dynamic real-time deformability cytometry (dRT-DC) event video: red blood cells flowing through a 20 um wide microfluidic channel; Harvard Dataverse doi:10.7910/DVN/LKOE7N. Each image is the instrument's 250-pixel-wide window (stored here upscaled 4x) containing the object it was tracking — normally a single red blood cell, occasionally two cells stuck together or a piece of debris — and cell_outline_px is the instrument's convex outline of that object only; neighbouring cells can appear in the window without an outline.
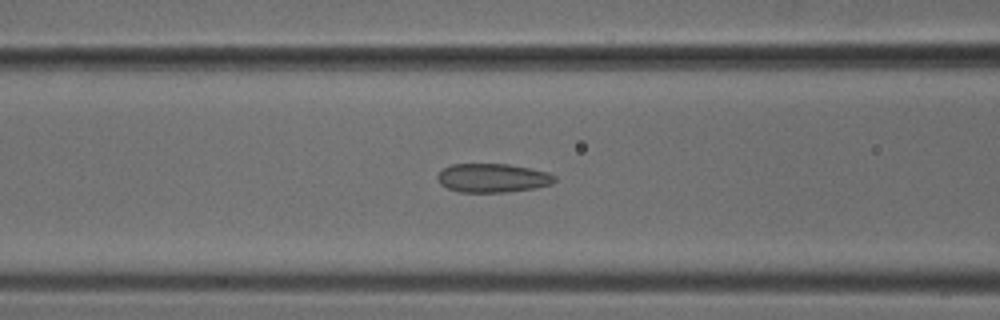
{"species": "common noctule bat (a hibernating species)", "species_latin": "Nyctalus noctula", "temperature_condition": "cold", "stored_images_in_passage": 44, "camera_frame_rate_fps": 3000, "um_per_image_px": 0.085, "animal": {"sex": "male", "body_mass_g": 18.8}, "frame": {"image": 1, "passage_image": 14, "time_ms": 4.333, "image_size_px": [1000, 320], "cell_outline_px": [[556, 180], [552, 184], [536, 188], [508, 192], [460, 192], [448, 188], [440, 184], [436, 176], [444, 168], [452, 164], [508, 164], [548, 172], [556, 176]], "centroid_in_image_um": [41.89, 15.13], "position_along_channel_um": 124.7, "area_um2": 19.71}}
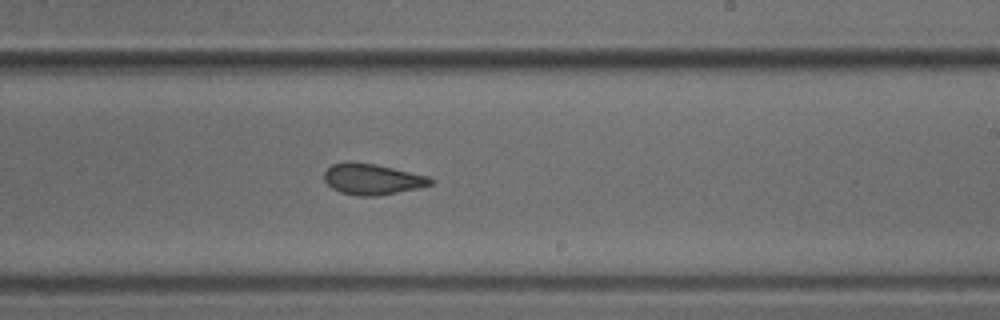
{"frame": {"image": 2, "passage_image": 24, "time_ms": 7.667, "image_size_px": [1000, 320], "cell_outline_px": [[432, 184], [420, 188], [376, 196], [356, 196], [340, 192], [332, 188], [324, 180], [324, 172], [332, 164], [344, 160], [352, 160], [376, 164], [428, 176], [432, 180]], "centroid_in_image_um": [31.6, 15.21], "position_along_channel_um": 257.4, "area_um2": 19.42}}
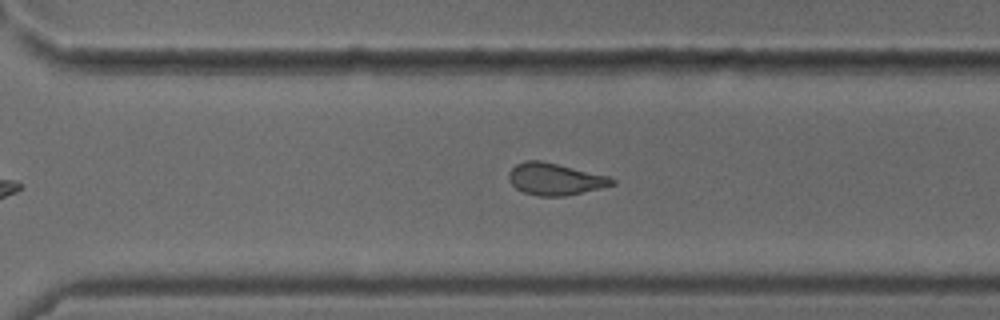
{"frame": {"image": 3, "passage_image": 29, "time_ms": 9.333, "image_size_px": [1000, 320], "cell_outline_px": [[616, 184], [600, 188], [564, 196], [540, 196], [524, 192], [516, 188], [508, 180], [508, 172], [516, 164], [524, 160], [540, 160], [608, 176], [616, 180]], "centroid_in_image_um": [47.15, 15.22], "position_along_channel_um": 323.4, "area_um2": 19.07}}